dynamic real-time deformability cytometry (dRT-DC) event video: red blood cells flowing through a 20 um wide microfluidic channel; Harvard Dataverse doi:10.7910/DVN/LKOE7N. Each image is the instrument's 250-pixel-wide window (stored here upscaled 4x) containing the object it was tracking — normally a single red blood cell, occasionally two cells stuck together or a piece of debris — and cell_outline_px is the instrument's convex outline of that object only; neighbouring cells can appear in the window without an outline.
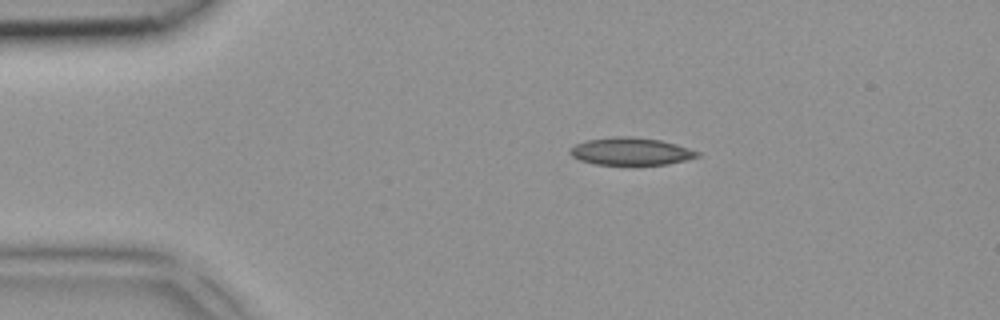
{"species": "common noctule bat (a hibernating species)", "species_latin": "Nyctalus noctula", "temperature_condition": "room temperature", "stored_images_in_passage": 3, "camera_frame_rate_fps": 3000, "um_per_image_px": 0.085, "animal": {"sex": "female", "body_mass_g": 18.4}, "frame": {"image": 1, "passage_image": 1, "time_ms": 0.0, "image_size_px": [1000, 320], "cell_outline_px": [[700, 156], [668, 164], [596, 164], [580, 160], [572, 156], [568, 152], [568, 148], [584, 140], [616, 136], [632, 136], [660, 140], [676, 144], [700, 152]], "centroid_in_image_um": [53.58, 12.85], "position_along_channel_um": 31.4, "area_um2": 20.35}}